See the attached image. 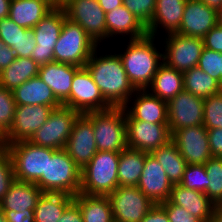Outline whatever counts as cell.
<instances>
[{
    "label": "cell",
    "instance_id": "cell-31",
    "mask_svg": "<svg viewBox=\"0 0 222 222\" xmlns=\"http://www.w3.org/2000/svg\"><path fill=\"white\" fill-rule=\"evenodd\" d=\"M74 202L79 206L83 222H114L109 198L107 196L78 193Z\"/></svg>",
    "mask_w": 222,
    "mask_h": 222
},
{
    "label": "cell",
    "instance_id": "cell-28",
    "mask_svg": "<svg viewBox=\"0 0 222 222\" xmlns=\"http://www.w3.org/2000/svg\"><path fill=\"white\" fill-rule=\"evenodd\" d=\"M16 106L47 105L53 109L62 104L56 99L50 87L38 76L30 78L13 90Z\"/></svg>",
    "mask_w": 222,
    "mask_h": 222
},
{
    "label": "cell",
    "instance_id": "cell-53",
    "mask_svg": "<svg viewBox=\"0 0 222 222\" xmlns=\"http://www.w3.org/2000/svg\"><path fill=\"white\" fill-rule=\"evenodd\" d=\"M11 0H0V20L9 17Z\"/></svg>",
    "mask_w": 222,
    "mask_h": 222
},
{
    "label": "cell",
    "instance_id": "cell-56",
    "mask_svg": "<svg viewBox=\"0 0 222 222\" xmlns=\"http://www.w3.org/2000/svg\"><path fill=\"white\" fill-rule=\"evenodd\" d=\"M72 0H50L53 8L63 9L66 7Z\"/></svg>",
    "mask_w": 222,
    "mask_h": 222
},
{
    "label": "cell",
    "instance_id": "cell-17",
    "mask_svg": "<svg viewBox=\"0 0 222 222\" xmlns=\"http://www.w3.org/2000/svg\"><path fill=\"white\" fill-rule=\"evenodd\" d=\"M53 108L47 105H20L15 108V116L10 130L3 136L4 145L29 140L48 120Z\"/></svg>",
    "mask_w": 222,
    "mask_h": 222
},
{
    "label": "cell",
    "instance_id": "cell-24",
    "mask_svg": "<svg viewBox=\"0 0 222 222\" xmlns=\"http://www.w3.org/2000/svg\"><path fill=\"white\" fill-rule=\"evenodd\" d=\"M79 68L54 61L40 66L38 77L50 87L56 99L63 104L70 96L72 79Z\"/></svg>",
    "mask_w": 222,
    "mask_h": 222
},
{
    "label": "cell",
    "instance_id": "cell-7",
    "mask_svg": "<svg viewBox=\"0 0 222 222\" xmlns=\"http://www.w3.org/2000/svg\"><path fill=\"white\" fill-rule=\"evenodd\" d=\"M97 47L79 24L66 18L54 46V61L84 67Z\"/></svg>",
    "mask_w": 222,
    "mask_h": 222
},
{
    "label": "cell",
    "instance_id": "cell-4",
    "mask_svg": "<svg viewBox=\"0 0 222 222\" xmlns=\"http://www.w3.org/2000/svg\"><path fill=\"white\" fill-rule=\"evenodd\" d=\"M43 193H64L76 196L80 192L81 170L65 149L47 156L46 177L35 183Z\"/></svg>",
    "mask_w": 222,
    "mask_h": 222
},
{
    "label": "cell",
    "instance_id": "cell-25",
    "mask_svg": "<svg viewBox=\"0 0 222 222\" xmlns=\"http://www.w3.org/2000/svg\"><path fill=\"white\" fill-rule=\"evenodd\" d=\"M168 200L177 206L183 207L202 222L212 221L215 204L205 193L186 189L180 184H173Z\"/></svg>",
    "mask_w": 222,
    "mask_h": 222
},
{
    "label": "cell",
    "instance_id": "cell-59",
    "mask_svg": "<svg viewBox=\"0 0 222 222\" xmlns=\"http://www.w3.org/2000/svg\"><path fill=\"white\" fill-rule=\"evenodd\" d=\"M4 147V137L0 134V148Z\"/></svg>",
    "mask_w": 222,
    "mask_h": 222
},
{
    "label": "cell",
    "instance_id": "cell-55",
    "mask_svg": "<svg viewBox=\"0 0 222 222\" xmlns=\"http://www.w3.org/2000/svg\"><path fill=\"white\" fill-rule=\"evenodd\" d=\"M201 1L215 10L222 8V0H201Z\"/></svg>",
    "mask_w": 222,
    "mask_h": 222
},
{
    "label": "cell",
    "instance_id": "cell-29",
    "mask_svg": "<svg viewBox=\"0 0 222 222\" xmlns=\"http://www.w3.org/2000/svg\"><path fill=\"white\" fill-rule=\"evenodd\" d=\"M146 90L159 99L168 102L184 90L183 73L168 67L164 62L157 69Z\"/></svg>",
    "mask_w": 222,
    "mask_h": 222
},
{
    "label": "cell",
    "instance_id": "cell-45",
    "mask_svg": "<svg viewBox=\"0 0 222 222\" xmlns=\"http://www.w3.org/2000/svg\"><path fill=\"white\" fill-rule=\"evenodd\" d=\"M159 205L166 211L170 222H202L183 207L177 206L169 200Z\"/></svg>",
    "mask_w": 222,
    "mask_h": 222
},
{
    "label": "cell",
    "instance_id": "cell-51",
    "mask_svg": "<svg viewBox=\"0 0 222 222\" xmlns=\"http://www.w3.org/2000/svg\"><path fill=\"white\" fill-rule=\"evenodd\" d=\"M141 222H170L166 211L156 204L144 217Z\"/></svg>",
    "mask_w": 222,
    "mask_h": 222
},
{
    "label": "cell",
    "instance_id": "cell-46",
    "mask_svg": "<svg viewBox=\"0 0 222 222\" xmlns=\"http://www.w3.org/2000/svg\"><path fill=\"white\" fill-rule=\"evenodd\" d=\"M204 48L222 54V27L214 26L203 38Z\"/></svg>",
    "mask_w": 222,
    "mask_h": 222
},
{
    "label": "cell",
    "instance_id": "cell-21",
    "mask_svg": "<svg viewBox=\"0 0 222 222\" xmlns=\"http://www.w3.org/2000/svg\"><path fill=\"white\" fill-rule=\"evenodd\" d=\"M123 108L135 120L168 124L167 102L151 95L146 89L136 90Z\"/></svg>",
    "mask_w": 222,
    "mask_h": 222
},
{
    "label": "cell",
    "instance_id": "cell-44",
    "mask_svg": "<svg viewBox=\"0 0 222 222\" xmlns=\"http://www.w3.org/2000/svg\"><path fill=\"white\" fill-rule=\"evenodd\" d=\"M33 29H27L24 33H21L17 43L11 48L16 57H31L32 51L36 47V41L34 38Z\"/></svg>",
    "mask_w": 222,
    "mask_h": 222
},
{
    "label": "cell",
    "instance_id": "cell-52",
    "mask_svg": "<svg viewBox=\"0 0 222 222\" xmlns=\"http://www.w3.org/2000/svg\"><path fill=\"white\" fill-rule=\"evenodd\" d=\"M105 13L113 11L114 9L123 5V0H98Z\"/></svg>",
    "mask_w": 222,
    "mask_h": 222
},
{
    "label": "cell",
    "instance_id": "cell-5",
    "mask_svg": "<svg viewBox=\"0 0 222 222\" xmlns=\"http://www.w3.org/2000/svg\"><path fill=\"white\" fill-rule=\"evenodd\" d=\"M93 125L98 151L120 153L127 148L125 109L111 107L84 114Z\"/></svg>",
    "mask_w": 222,
    "mask_h": 222
},
{
    "label": "cell",
    "instance_id": "cell-1",
    "mask_svg": "<svg viewBox=\"0 0 222 222\" xmlns=\"http://www.w3.org/2000/svg\"><path fill=\"white\" fill-rule=\"evenodd\" d=\"M102 47L98 46L94 50L85 67L106 102L111 107L123 108L136 89L129 82L119 55L113 51L114 47H110V52Z\"/></svg>",
    "mask_w": 222,
    "mask_h": 222
},
{
    "label": "cell",
    "instance_id": "cell-48",
    "mask_svg": "<svg viewBox=\"0 0 222 222\" xmlns=\"http://www.w3.org/2000/svg\"><path fill=\"white\" fill-rule=\"evenodd\" d=\"M7 222H35L34 210L15 212L12 210H2Z\"/></svg>",
    "mask_w": 222,
    "mask_h": 222
},
{
    "label": "cell",
    "instance_id": "cell-6",
    "mask_svg": "<svg viewBox=\"0 0 222 222\" xmlns=\"http://www.w3.org/2000/svg\"><path fill=\"white\" fill-rule=\"evenodd\" d=\"M12 163L15 179L18 181L36 183L41 177H46L47 156H52L56 149L37 146L28 140L4 145Z\"/></svg>",
    "mask_w": 222,
    "mask_h": 222
},
{
    "label": "cell",
    "instance_id": "cell-32",
    "mask_svg": "<svg viewBox=\"0 0 222 222\" xmlns=\"http://www.w3.org/2000/svg\"><path fill=\"white\" fill-rule=\"evenodd\" d=\"M74 196L64 193H42L34 209L35 222H57Z\"/></svg>",
    "mask_w": 222,
    "mask_h": 222
},
{
    "label": "cell",
    "instance_id": "cell-23",
    "mask_svg": "<svg viewBox=\"0 0 222 222\" xmlns=\"http://www.w3.org/2000/svg\"><path fill=\"white\" fill-rule=\"evenodd\" d=\"M186 3L187 0H156L153 18L146 27L147 33L158 38L176 33L180 28Z\"/></svg>",
    "mask_w": 222,
    "mask_h": 222
},
{
    "label": "cell",
    "instance_id": "cell-36",
    "mask_svg": "<svg viewBox=\"0 0 222 222\" xmlns=\"http://www.w3.org/2000/svg\"><path fill=\"white\" fill-rule=\"evenodd\" d=\"M207 176L209 178V185L205 194L214 203L222 202V158L212 156L204 164Z\"/></svg>",
    "mask_w": 222,
    "mask_h": 222
},
{
    "label": "cell",
    "instance_id": "cell-47",
    "mask_svg": "<svg viewBox=\"0 0 222 222\" xmlns=\"http://www.w3.org/2000/svg\"><path fill=\"white\" fill-rule=\"evenodd\" d=\"M207 135L211 155L222 158V128L207 129Z\"/></svg>",
    "mask_w": 222,
    "mask_h": 222
},
{
    "label": "cell",
    "instance_id": "cell-50",
    "mask_svg": "<svg viewBox=\"0 0 222 222\" xmlns=\"http://www.w3.org/2000/svg\"><path fill=\"white\" fill-rule=\"evenodd\" d=\"M16 58L15 52L0 39V72L7 68Z\"/></svg>",
    "mask_w": 222,
    "mask_h": 222
},
{
    "label": "cell",
    "instance_id": "cell-35",
    "mask_svg": "<svg viewBox=\"0 0 222 222\" xmlns=\"http://www.w3.org/2000/svg\"><path fill=\"white\" fill-rule=\"evenodd\" d=\"M183 79L184 91L197 97L205 99L222 92V84L198 67L185 71Z\"/></svg>",
    "mask_w": 222,
    "mask_h": 222
},
{
    "label": "cell",
    "instance_id": "cell-13",
    "mask_svg": "<svg viewBox=\"0 0 222 222\" xmlns=\"http://www.w3.org/2000/svg\"><path fill=\"white\" fill-rule=\"evenodd\" d=\"M66 18L64 9L54 8L32 28L36 47L32 51L31 58L39 66L54 62V46Z\"/></svg>",
    "mask_w": 222,
    "mask_h": 222
},
{
    "label": "cell",
    "instance_id": "cell-34",
    "mask_svg": "<svg viewBox=\"0 0 222 222\" xmlns=\"http://www.w3.org/2000/svg\"><path fill=\"white\" fill-rule=\"evenodd\" d=\"M162 166L172 184H179L188 165L176 145L170 141L167 145L151 152Z\"/></svg>",
    "mask_w": 222,
    "mask_h": 222
},
{
    "label": "cell",
    "instance_id": "cell-39",
    "mask_svg": "<svg viewBox=\"0 0 222 222\" xmlns=\"http://www.w3.org/2000/svg\"><path fill=\"white\" fill-rule=\"evenodd\" d=\"M203 125L206 129L222 128V92L204 99Z\"/></svg>",
    "mask_w": 222,
    "mask_h": 222
},
{
    "label": "cell",
    "instance_id": "cell-54",
    "mask_svg": "<svg viewBox=\"0 0 222 222\" xmlns=\"http://www.w3.org/2000/svg\"><path fill=\"white\" fill-rule=\"evenodd\" d=\"M211 222H222V202L214 205L213 217Z\"/></svg>",
    "mask_w": 222,
    "mask_h": 222
},
{
    "label": "cell",
    "instance_id": "cell-37",
    "mask_svg": "<svg viewBox=\"0 0 222 222\" xmlns=\"http://www.w3.org/2000/svg\"><path fill=\"white\" fill-rule=\"evenodd\" d=\"M209 183L210 181L204 165L188 164L179 184L186 189L205 193Z\"/></svg>",
    "mask_w": 222,
    "mask_h": 222
},
{
    "label": "cell",
    "instance_id": "cell-58",
    "mask_svg": "<svg viewBox=\"0 0 222 222\" xmlns=\"http://www.w3.org/2000/svg\"><path fill=\"white\" fill-rule=\"evenodd\" d=\"M0 222H7L4 212L0 209Z\"/></svg>",
    "mask_w": 222,
    "mask_h": 222
},
{
    "label": "cell",
    "instance_id": "cell-42",
    "mask_svg": "<svg viewBox=\"0 0 222 222\" xmlns=\"http://www.w3.org/2000/svg\"><path fill=\"white\" fill-rule=\"evenodd\" d=\"M15 180L11 157L4 147L0 148V202Z\"/></svg>",
    "mask_w": 222,
    "mask_h": 222
},
{
    "label": "cell",
    "instance_id": "cell-8",
    "mask_svg": "<svg viewBox=\"0 0 222 222\" xmlns=\"http://www.w3.org/2000/svg\"><path fill=\"white\" fill-rule=\"evenodd\" d=\"M80 113L61 105L54 108L48 120L28 140L34 145L51 149H65L72 127Z\"/></svg>",
    "mask_w": 222,
    "mask_h": 222
},
{
    "label": "cell",
    "instance_id": "cell-20",
    "mask_svg": "<svg viewBox=\"0 0 222 222\" xmlns=\"http://www.w3.org/2000/svg\"><path fill=\"white\" fill-rule=\"evenodd\" d=\"M217 25V10L201 0H187L179 30L180 35L203 38Z\"/></svg>",
    "mask_w": 222,
    "mask_h": 222
},
{
    "label": "cell",
    "instance_id": "cell-41",
    "mask_svg": "<svg viewBox=\"0 0 222 222\" xmlns=\"http://www.w3.org/2000/svg\"><path fill=\"white\" fill-rule=\"evenodd\" d=\"M156 0H123V5L146 27L155 12Z\"/></svg>",
    "mask_w": 222,
    "mask_h": 222
},
{
    "label": "cell",
    "instance_id": "cell-14",
    "mask_svg": "<svg viewBox=\"0 0 222 222\" xmlns=\"http://www.w3.org/2000/svg\"><path fill=\"white\" fill-rule=\"evenodd\" d=\"M125 121L128 148L151 153L171 141L168 124L135 120L126 111Z\"/></svg>",
    "mask_w": 222,
    "mask_h": 222
},
{
    "label": "cell",
    "instance_id": "cell-2",
    "mask_svg": "<svg viewBox=\"0 0 222 222\" xmlns=\"http://www.w3.org/2000/svg\"><path fill=\"white\" fill-rule=\"evenodd\" d=\"M122 42L125 48L121 45V49L115 48V52L122 61L128 80L136 90H145L163 63L160 38L147 34L142 38L127 39Z\"/></svg>",
    "mask_w": 222,
    "mask_h": 222
},
{
    "label": "cell",
    "instance_id": "cell-49",
    "mask_svg": "<svg viewBox=\"0 0 222 222\" xmlns=\"http://www.w3.org/2000/svg\"><path fill=\"white\" fill-rule=\"evenodd\" d=\"M57 222H83V216L79 206L73 201L64 211Z\"/></svg>",
    "mask_w": 222,
    "mask_h": 222
},
{
    "label": "cell",
    "instance_id": "cell-16",
    "mask_svg": "<svg viewBox=\"0 0 222 222\" xmlns=\"http://www.w3.org/2000/svg\"><path fill=\"white\" fill-rule=\"evenodd\" d=\"M171 137L187 164L204 165L212 157L204 125L176 130Z\"/></svg>",
    "mask_w": 222,
    "mask_h": 222
},
{
    "label": "cell",
    "instance_id": "cell-22",
    "mask_svg": "<svg viewBox=\"0 0 222 222\" xmlns=\"http://www.w3.org/2000/svg\"><path fill=\"white\" fill-rule=\"evenodd\" d=\"M147 34L146 26L128 11L124 5L106 13L108 44L112 43L114 39L113 44L115 42L114 46L116 45L117 47L121 43L116 40L117 38L122 40H127L128 38V40H131L142 38Z\"/></svg>",
    "mask_w": 222,
    "mask_h": 222
},
{
    "label": "cell",
    "instance_id": "cell-26",
    "mask_svg": "<svg viewBox=\"0 0 222 222\" xmlns=\"http://www.w3.org/2000/svg\"><path fill=\"white\" fill-rule=\"evenodd\" d=\"M43 191L35 184L15 180L0 202L1 210H34Z\"/></svg>",
    "mask_w": 222,
    "mask_h": 222
},
{
    "label": "cell",
    "instance_id": "cell-18",
    "mask_svg": "<svg viewBox=\"0 0 222 222\" xmlns=\"http://www.w3.org/2000/svg\"><path fill=\"white\" fill-rule=\"evenodd\" d=\"M65 150L80 170L97 153L93 125L84 114H80L75 120Z\"/></svg>",
    "mask_w": 222,
    "mask_h": 222
},
{
    "label": "cell",
    "instance_id": "cell-9",
    "mask_svg": "<svg viewBox=\"0 0 222 222\" xmlns=\"http://www.w3.org/2000/svg\"><path fill=\"white\" fill-rule=\"evenodd\" d=\"M160 41L163 49V62L168 67L182 73L197 67L204 49L202 38L169 33L162 36Z\"/></svg>",
    "mask_w": 222,
    "mask_h": 222
},
{
    "label": "cell",
    "instance_id": "cell-19",
    "mask_svg": "<svg viewBox=\"0 0 222 222\" xmlns=\"http://www.w3.org/2000/svg\"><path fill=\"white\" fill-rule=\"evenodd\" d=\"M137 187L155 204L164 203L170 197L173 184L151 153L146 155Z\"/></svg>",
    "mask_w": 222,
    "mask_h": 222
},
{
    "label": "cell",
    "instance_id": "cell-38",
    "mask_svg": "<svg viewBox=\"0 0 222 222\" xmlns=\"http://www.w3.org/2000/svg\"><path fill=\"white\" fill-rule=\"evenodd\" d=\"M16 102L13 91L0 85V134L4 136L11 128Z\"/></svg>",
    "mask_w": 222,
    "mask_h": 222
},
{
    "label": "cell",
    "instance_id": "cell-27",
    "mask_svg": "<svg viewBox=\"0 0 222 222\" xmlns=\"http://www.w3.org/2000/svg\"><path fill=\"white\" fill-rule=\"evenodd\" d=\"M53 9L50 0H11L9 18L18 26L32 29Z\"/></svg>",
    "mask_w": 222,
    "mask_h": 222
},
{
    "label": "cell",
    "instance_id": "cell-10",
    "mask_svg": "<svg viewBox=\"0 0 222 222\" xmlns=\"http://www.w3.org/2000/svg\"><path fill=\"white\" fill-rule=\"evenodd\" d=\"M66 17L79 24L87 35L98 46H105L108 42L106 35V13L98 0H72L63 8ZM103 43V44H102Z\"/></svg>",
    "mask_w": 222,
    "mask_h": 222
},
{
    "label": "cell",
    "instance_id": "cell-33",
    "mask_svg": "<svg viewBox=\"0 0 222 222\" xmlns=\"http://www.w3.org/2000/svg\"><path fill=\"white\" fill-rule=\"evenodd\" d=\"M39 67L31 57H17L0 72V85L13 91L30 78L38 76Z\"/></svg>",
    "mask_w": 222,
    "mask_h": 222
},
{
    "label": "cell",
    "instance_id": "cell-30",
    "mask_svg": "<svg viewBox=\"0 0 222 222\" xmlns=\"http://www.w3.org/2000/svg\"><path fill=\"white\" fill-rule=\"evenodd\" d=\"M148 152L126 148L120 152L118 163V185L137 186Z\"/></svg>",
    "mask_w": 222,
    "mask_h": 222
},
{
    "label": "cell",
    "instance_id": "cell-11",
    "mask_svg": "<svg viewBox=\"0 0 222 222\" xmlns=\"http://www.w3.org/2000/svg\"><path fill=\"white\" fill-rule=\"evenodd\" d=\"M107 197L114 222H141L156 205L137 186H118Z\"/></svg>",
    "mask_w": 222,
    "mask_h": 222
},
{
    "label": "cell",
    "instance_id": "cell-57",
    "mask_svg": "<svg viewBox=\"0 0 222 222\" xmlns=\"http://www.w3.org/2000/svg\"><path fill=\"white\" fill-rule=\"evenodd\" d=\"M217 25L222 27V8L217 10Z\"/></svg>",
    "mask_w": 222,
    "mask_h": 222
},
{
    "label": "cell",
    "instance_id": "cell-40",
    "mask_svg": "<svg viewBox=\"0 0 222 222\" xmlns=\"http://www.w3.org/2000/svg\"><path fill=\"white\" fill-rule=\"evenodd\" d=\"M198 68L222 84V54L204 48L198 61Z\"/></svg>",
    "mask_w": 222,
    "mask_h": 222
},
{
    "label": "cell",
    "instance_id": "cell-43",
    "mask_svg": "<svg viewBox=\"0 0 222 222\" xmlns=\"http://www.w3.org/2000/svg\"><path fill=\"white\" fill-rule=\"evenodd\" d=\"M26 30V28L18 26L9 17L0 20V39L10 48L17 43L21 33Z\"/></svg>",
    "mask_w": 222,
    "mask_h": 222
},
{
    "label": "cell",
    "instance_id": "cell-3",
    "mask_svg": "<svg viewBox=\"0 0 222 222\" xmlns=\"http://www.w3.org/2000/svg\"><path fill=\"white\" fill-rule=\"evenodd\" d=\"M120 153L97 151L91 161L81 170L80 193L108 196L118 185Z\"/></svg>",
    "mask_w": 222,
    "mask_h": 222
},
{
    "label": "cell",
    "instance_id": "cell-15",
    "mask_svg": "<svg viewBox=\"0 0 222 222\" xmlns=\"http://www.w3.org/2000/svg\"><path fill=\"white\" fill-rule=\"evenodd\" d=\"M171 135L179 129L203 125L204 99L182 91L167 102Z\"/></svg>",
    "mask_w": 222,
    "mask_h": 222
},
{
    "label": "cell",
    "instance_id": "cell-12",
    "mask_svg": "<svg viewBox=\"0 0 222 222\" xmlns=\"http://www.w3.org/2000/svg\"><path fill=\"white\" fill-rule=\"evenodd\" d=\"M62 105L80 114L111 108L85 66L80 67L73 76L70 96Z\"/></svg>",
    "mask_w": 222,
    "mask_h": 222
}]
</instances>
